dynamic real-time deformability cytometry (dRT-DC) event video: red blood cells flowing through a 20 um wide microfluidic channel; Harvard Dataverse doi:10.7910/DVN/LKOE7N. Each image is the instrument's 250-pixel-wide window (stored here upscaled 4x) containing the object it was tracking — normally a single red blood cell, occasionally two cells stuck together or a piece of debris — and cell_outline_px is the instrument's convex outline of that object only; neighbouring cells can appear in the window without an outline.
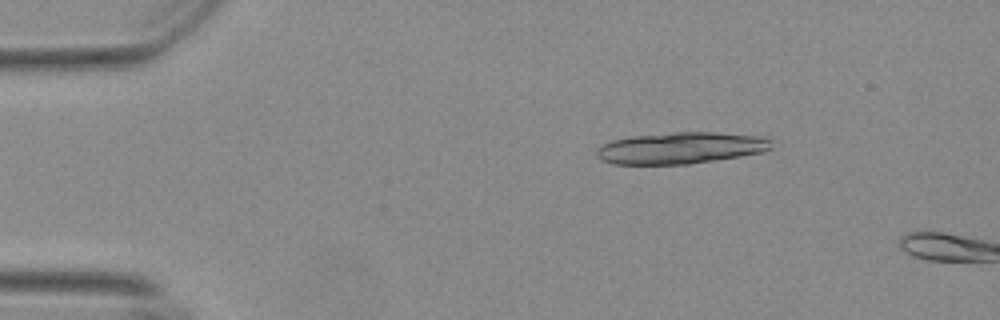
{"species": "Egyptian fruit bat (a non-hibernating species)", "species_latin": "Rousettus aegyptiacus", "temperature_condition": "warm", "stored_images_in_passage": 4, "camera_frame_rate_fps": 3000, "um_per_image_px": 0.085, "animal": {"sex": "female"}, "frame": {"image": 1, "passage_image": 2, "time_ms": 0.333, "image_size_px": [1000, 320], "cell_outline_px": [[772, 148], [764, 152], [740, 156], [688, 164], [612, 164], [600, 160], [596, 156], [596, 148], [612, 140], [632, 136], [676, 132], [712, 132], [760, 136], [772, 140]], "centroid_in_image_um": [57.85, 12.58], "position_along_channel_um": 27.2, "area_um2": 32.19}}